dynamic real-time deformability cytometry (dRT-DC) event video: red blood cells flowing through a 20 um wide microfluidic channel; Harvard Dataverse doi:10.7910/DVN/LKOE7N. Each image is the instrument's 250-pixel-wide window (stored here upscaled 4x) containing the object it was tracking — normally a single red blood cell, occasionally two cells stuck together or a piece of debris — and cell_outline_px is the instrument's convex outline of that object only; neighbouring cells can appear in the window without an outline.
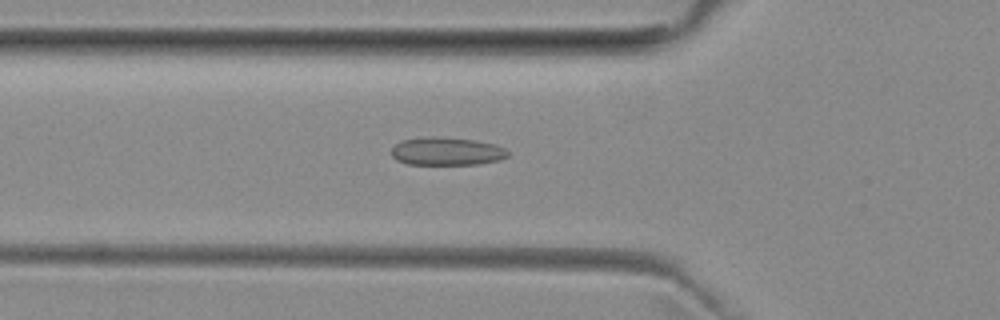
{"species": "common noctule bat (a hibernating species)", "species_latin": "Nyctalus noctula", "temperature_condition": "room temperature", "stored_images_in_passage": 47, "camera_frame_rate_fps": 3000, "um_per_image_px": 0.085, "animal": {"sex": "female", "body_mass_g": 29.2, "forearm_length_mm": 56.3}, "frame": {"image": 1, "passage_image": 17, "time_ms": 5.333, "image_size_px": [1000, 320], "cell_outline_px": [[508, 156], [500, 160], [480, 164], [408, 164], [396, 160], [392, 156], [392, 148], [400, 140], [432, 136], [476, 140], [496, 144], [504, 148], [508, 152]], "centroid_in_image_um": [37.98, 12.86], "position_along_channel_um": 87.8, "area_um2": 19.07}}
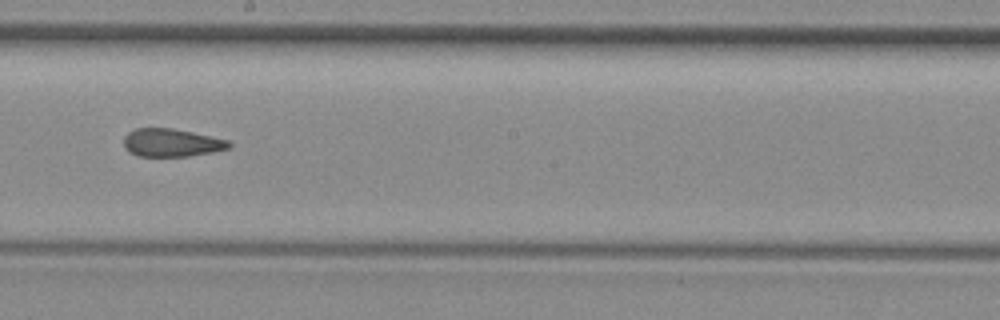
{"frame": {"image": 2, "passage_image": 28, "time_ms": 9.0, "image_size_px": [1000, 320], "cell_outline_px": [[232, 144], [228, 148], [212, 152], [188, 156], [136, 156], [128, 152], [124, 148], [124, 136], [128, 132], [136, 128], [172, 128], [192, 132], [228, 140]], "centroid_in_image_um": [14.53, 12.13], "position_along_channel_um": 233.7, "area_um2": 17.17}}
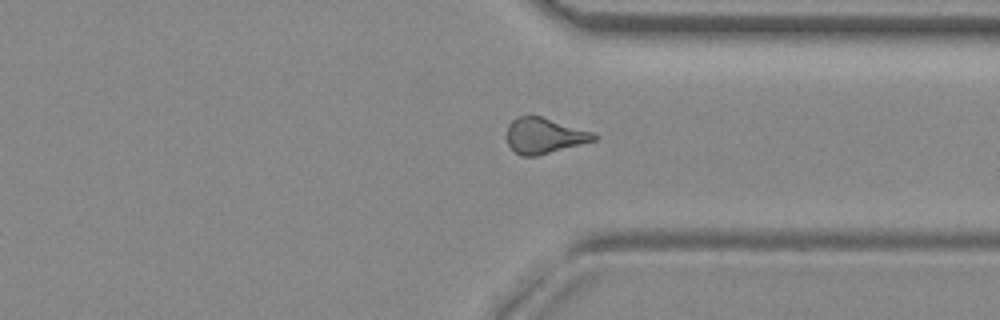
{"frame": {"image": 3, "passage_image": 38, "time_ms": 12.333, "image_size_px": [1000, 320], "cell_outline_px": [[600, 136], [596, 140], [536, 156], [520, 156], [508, 144], [508, 124], [516, 116], [540, 116], [596, 132]], "centroid_in_image_um": [46.31, 11.52], "position_along_channel_um": 365.1, "area_um2": 18.09}, "authors_computed_cell_mechanics": {"area_um2": 18.0914, "velocity_mm_per_s": 3.9653, "shape_relaxation_time_tau1_ms": null, "shape_relaxation_time_tau2_ms": 2.331, "deformation_change_tau1": null, "deformation_change_tau2": 0.1032}}